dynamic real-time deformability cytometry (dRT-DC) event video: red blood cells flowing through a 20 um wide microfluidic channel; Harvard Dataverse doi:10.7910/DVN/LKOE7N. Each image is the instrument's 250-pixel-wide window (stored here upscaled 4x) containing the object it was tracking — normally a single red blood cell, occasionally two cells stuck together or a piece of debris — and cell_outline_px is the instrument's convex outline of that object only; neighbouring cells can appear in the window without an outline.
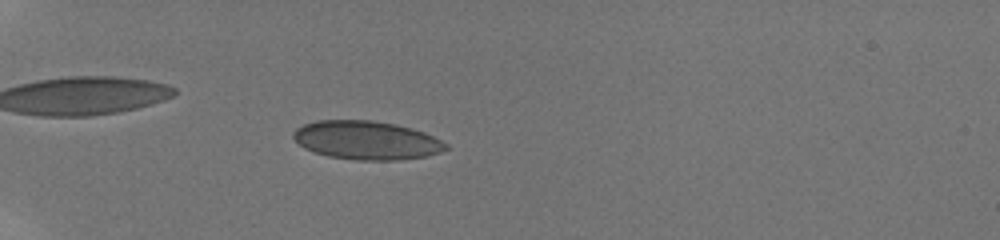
{"species": "human", "species_latin": "Homo sapiens", "temperature_condition": "room temperature", "stored_images_in_passage": 26, "camera_frame_rate_fps": 3000, "um_per_image_px": 0.085, "donor": {"sex": "male"}, "frame": {"image": 1, "passage_image": 13, "time_ms": 6.0, "image_size_px": [1000, 240], "cell_outline_px": [[452, 148], [440, 152], [424, 156], [396, 160], [356, 160], [328, 156], [312, 152], [304, 148], [292, 136], [292, 132], [296, 128], [304, 124], [316, 120], [372, 120], [396, 124], [412, 128], [424, 132], [448, 144]], "centroid_in_image_um": [31.15, 11.92], "position_along_channel_um": 53.9, "area_um2": 34.45}}
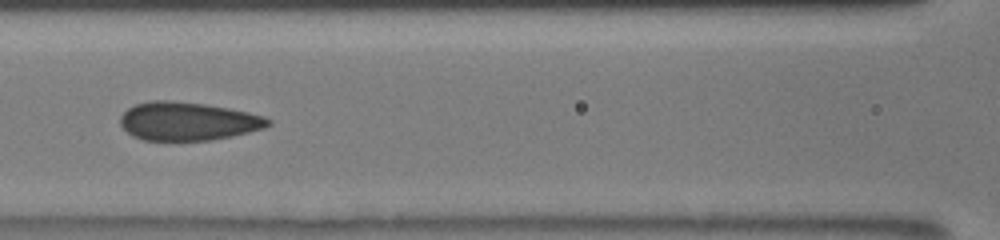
{"frame": {"image": 2, "passage_image": 22, "time_ms": 9.333, "image_size_px": [1000, 240], "cell_outline_px": [[272, 124], [264, 128], [232, 136], [212, 140], [144, 140], [132, 136], [120, 124], [120, 116], [128, 108], [136, 104], [152, 100], [172, 100], [204, 104], [228, 108], [248, 112], [264, 116], [272, 120]], "centroid_in_image_um": [15.98, 10.3], "position_along_channel_um": 150.6, "area_um2": 33.06}}
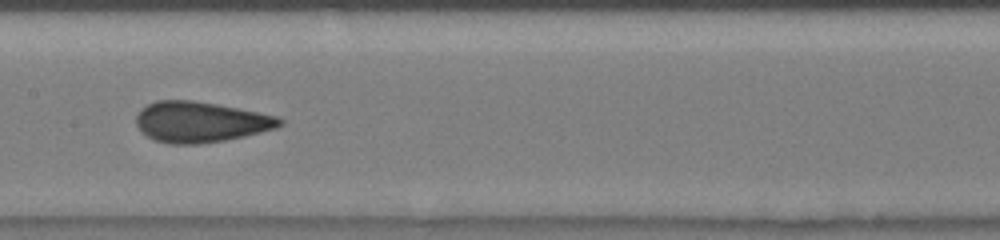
{"frame": {"image": 3, "passage_image": 25, "time_ms": 10.333, "image_size_px": [1000, 240], "cell_outline_px": [[284, 124], [276, 128], [244, 136], [224, 140], [200, 144], [168, 144], [156, 140], [148, 136], [136, 124], [136, 116], [140, 108], [156, 100], [192, 100], [216, 104], [276, 116], [284, 120]], "centroid_in_image_um": [17.03, 10.36], "position_along_channel_um": 190.4, "area_um2": 33.76}}